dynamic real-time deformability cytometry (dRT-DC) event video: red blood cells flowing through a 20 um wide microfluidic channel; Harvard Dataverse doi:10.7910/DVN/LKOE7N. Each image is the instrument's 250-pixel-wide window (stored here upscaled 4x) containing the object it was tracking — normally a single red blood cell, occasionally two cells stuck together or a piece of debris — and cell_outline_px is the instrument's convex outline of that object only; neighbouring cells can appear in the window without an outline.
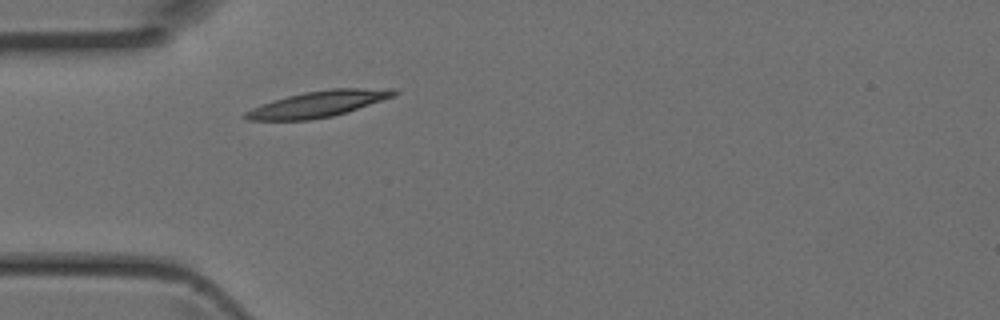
{"species": "Egyptian fruit bat (a non-hibernating species)", "species_latin": "Rousettus aegyptiacus", "temperature_condition": "room temperature", "stored_images_in_passage": 2, "camera_frame_rate_fps": 3000, "um_per_image_px": 0.085, "animal": {"sex": "female"}, "frame": {"image": 1, "passage_image": 2, "time_ms": 0.333, "image_size_px": [1000, 320], "cell_outline_px": [[400, 92], [392, 96], [332, 116], [308, 120], [248, 120], [240, 116], [244, 112], [252, 108], [272, 100], [304, 92], [332, 88], [396, 88]], "centroid_in_image_um": [26.99, 8.83], "position_along_channel_um": 58.0, "area_um2": 22.31}}